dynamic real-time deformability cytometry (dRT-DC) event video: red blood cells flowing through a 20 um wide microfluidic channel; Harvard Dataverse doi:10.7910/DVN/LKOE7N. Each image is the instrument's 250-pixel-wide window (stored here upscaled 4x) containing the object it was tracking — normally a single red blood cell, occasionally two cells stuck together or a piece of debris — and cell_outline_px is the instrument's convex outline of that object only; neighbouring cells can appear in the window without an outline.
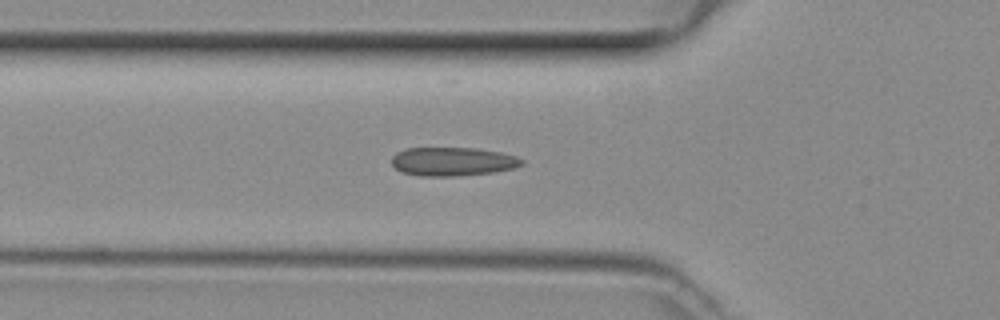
{"species": "common noctule bat (a hibernating species)", "species_latin": "Nyctalus noctula", "temperature_condition": "room temperature", "stored_images_in_passage": 41, "camera_frame_rate_fps": 3000, "um_per_image_px": 0.085, "animal": {"sex": "female", "body_mass_g": 29.2, "forearm_length_mm": 56.3}, "frame": {"image": 1, "passage_image": 8, "time_ms": 2.333, "image_size_px": [1000, 320], "cell_outline_px": [[524, 164], [516, 168], [492, 172], [460, 176], [420, 176], [404, 172], [396, 168], [392, 164], [392, 156], [396, 152], [404, 148], [476, 148], [500, 152], [516, 156], [524, 160]], "centroid_in_image_um": [38.5, 13.73], "position_along_channel_um": 87.3, "area_um2": 21.85}}
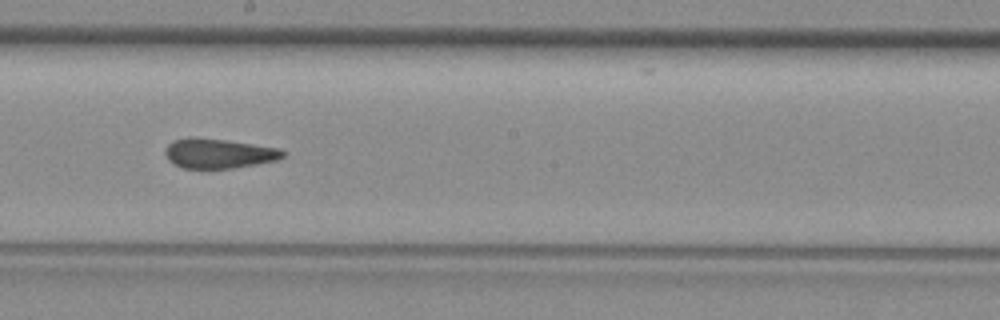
{"frame": {"image": 2, "passage_image": 18, "time_ms": 5.667, "image_size_px": [1000, 320], "cell_outline_px": [[288, 152], [284, 156], [276, 160], [256, 164], [208, 172], [184, 168], [168, 160], [164, 152], [168, 144], [176, 140], [188, 136], [192, 136], [224, 140], [280, 148]], "centroid_in_image_um": [18.57, 13.08], "position_along_channel_um": 229.6, "area_um2": 20.98}}
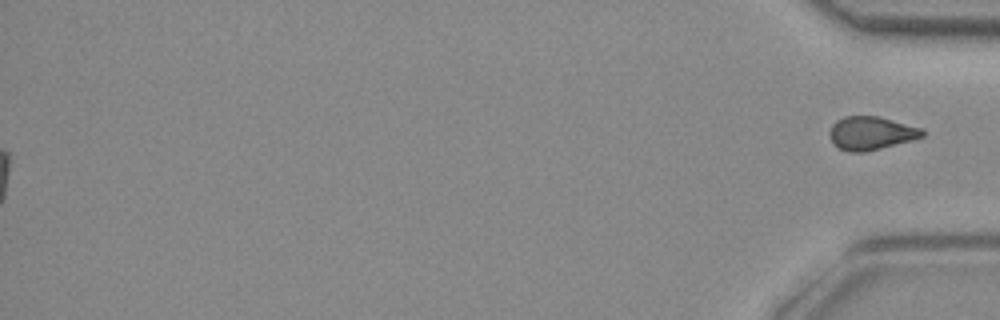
{"frame": {"image": 3, "passage_image": 41, "time_ms": 13.333, "image_size_px": [1000, 320], "cell_outline_px": [[924, 136], [912, 140], [864, 152], [848, 152], [832, 144], [832, 124], [836, 120], [844, 116], [876, 116], [924, 128]], "centroid_in_image_um": [74.07, 11.31], "position_along_channel_um": 361.1, "area_um2": 17.8}}